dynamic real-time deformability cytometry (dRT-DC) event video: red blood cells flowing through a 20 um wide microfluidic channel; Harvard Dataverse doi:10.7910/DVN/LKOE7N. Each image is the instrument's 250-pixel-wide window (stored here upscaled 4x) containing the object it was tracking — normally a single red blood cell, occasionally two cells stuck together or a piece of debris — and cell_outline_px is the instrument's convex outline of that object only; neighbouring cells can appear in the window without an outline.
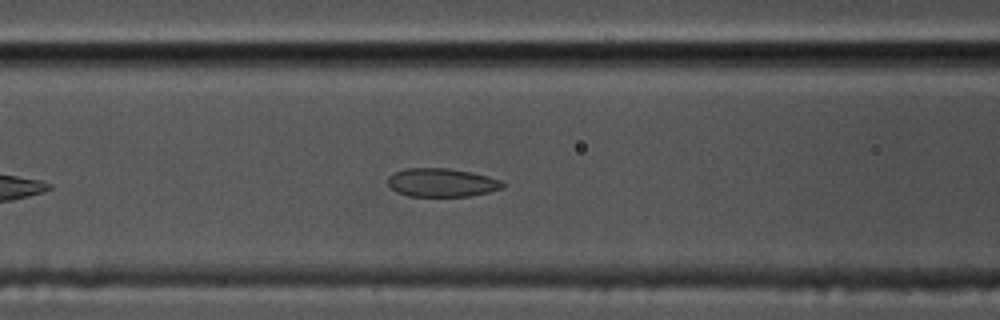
{"species": "common noctule bat (a hibernating species)", "species_latin": "Nyctalus noctula", "temperature_condition": "cold", "stored_images_in_passage": 37, "camera_frame_rate_fps": 3000, "um_per_image_px": 0.085, "animal": {"sex": "male", "body_mass_g": 17.5, "forearm_length_mm": 52.3}, "frame": {"image": 1, "passage_image": 12, "time_ms": 3.667, "image_size_px": [1000, 320], "cell_outline_px": [[504, 188], [488, 192], [468, 196], [408, 196], [396, 192], [388, 184], [388, 176], [392, 172], [404, 168], [448, 168], [472, 172], [488, 176], [500, 180], [504, 184]], "centroid_in_image_um": [37.52, 15.51], "position_along_channel_um": 129.1, "area_um2": 19.19}}
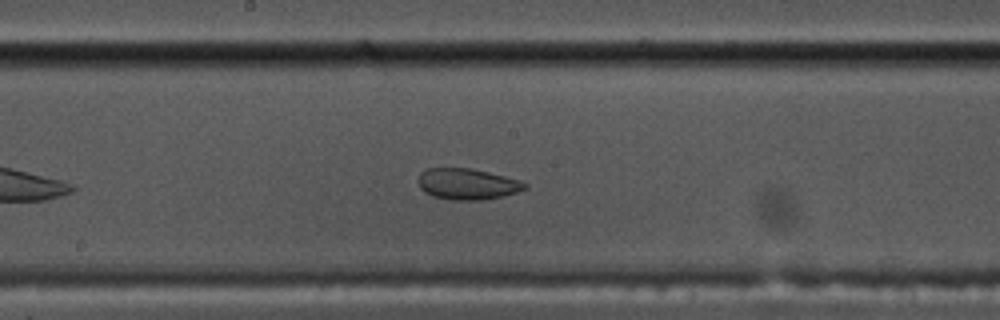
{"frame": {"image": 2, "passage_image": 19, "time_ms": 6.0, "image_size_px": [1000, 320], "cell_outline_px": [[528, 188], [516, 192], [500, 196], [480, 200], [452, 200], [432, 196], [424, 192], [420, 188], [416, 180], [420, 172], [424, 168], [472, 168], [504, 176], [528, 184]], "centroid_in_image_um": [39.64, 15.63], "position_along_channel_um": 208.6, "area_um2": 19.36}}
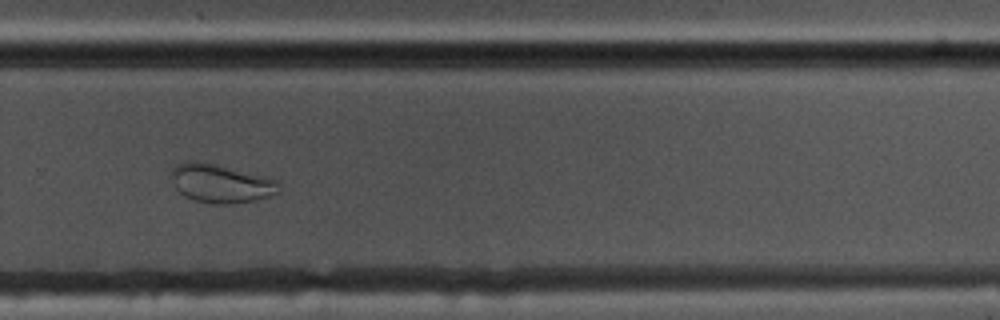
{"frame": {"image": 3, "passage_image": 28, "time_ms": 9.0, "image_size_px": [1000, 320], "cell_outline_px": [[280, 192], [256, 200], [228, 204], [216, 204], [196, 200], [184, 196], [176, 188], [172, 180], [172, 168], [176, 164], [184, 160], [204, 160], [264, 176], [276, 180]], "centroid_in_image_um": [18.73, 15.55], "position_along_channel_um": 311.1, "area_um2": 24.39}, "authors_computed_cell_mechanics": {"area_um2": 19.9988, "velocity_mm_per_s": 3.417, "shape_relaxation_time_tau1_ms": null, "shape_relaxation_time_tau2_ms": 1.3544, "deformation_change_tau1": null, "deformation_change_tau2": 0.0621}}